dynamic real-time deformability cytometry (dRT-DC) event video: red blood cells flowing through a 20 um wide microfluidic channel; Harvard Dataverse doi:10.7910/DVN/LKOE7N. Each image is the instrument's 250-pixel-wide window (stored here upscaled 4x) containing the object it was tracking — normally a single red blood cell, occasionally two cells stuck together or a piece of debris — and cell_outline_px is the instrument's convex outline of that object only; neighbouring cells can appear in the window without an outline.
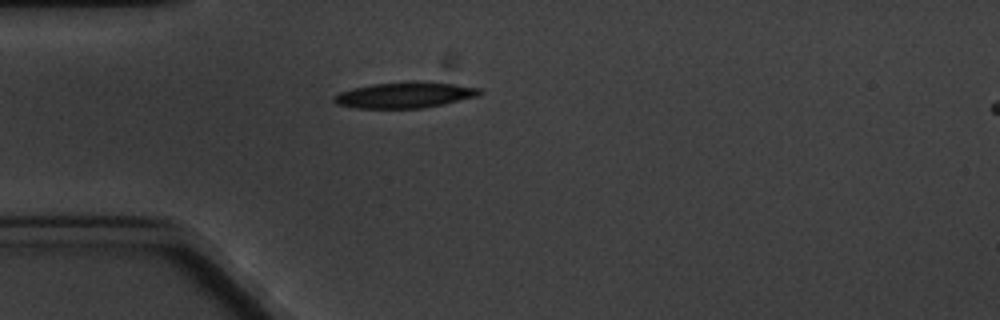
{"species": "common noctule bat (a hibernating species)", "species_latin": "Nyctalus noctula", "temperature_condition": "cold", "stored_images_in_passage": 2, "camera_frame_rate_fps": 3000, "um_per_image_px": 0.085, "animal": {"sex": "male", "body_mass_g": 20.1, "forearm_length_mm": 53.5}, "frame": {"image": 1, "passage_image": 1, "time_ms": 0.0, "image_size_px": [1000, 320], "cell_outline_px": [[484, 92], [480, 96], [420, 108], [356, 108], [336, 104], [332, 100], [332, 96], [340, 92], [352, 88], [372, 84], [416, 80], [452, 84], [480, 88]], "centroid_in_image_um": [34.38, 8.06], "position_along_channel_um": 50.6, "area_um2": 22.08}}